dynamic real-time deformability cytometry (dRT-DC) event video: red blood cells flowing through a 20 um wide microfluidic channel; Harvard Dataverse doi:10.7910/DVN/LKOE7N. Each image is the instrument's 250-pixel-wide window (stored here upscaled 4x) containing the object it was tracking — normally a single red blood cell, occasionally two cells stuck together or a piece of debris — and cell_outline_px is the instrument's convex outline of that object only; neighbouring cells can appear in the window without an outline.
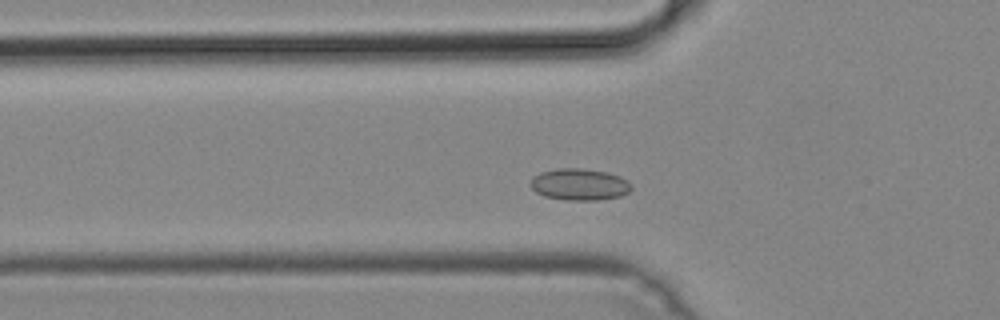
{"species": "common noctule bat (a hibernating species)", "species_latin": "Nyctalus noctula", "temperature_condition": "cold", "stored_images_in_passage": 42, "camera_frame_rate_fps": 3000, "um_per_image_px": 0.085, "animal": {"sex": "male", "body_mass_g": 19.2, "forearm_length_mm": 51.8}, "frame": {"image": 1, "passage_image": 8, "time_ms": 2.333, "image_size_px": [1000, 320], "cell_outline_px": [[632, 188], [628, 192], [620, 196], [600, 200], [564, 200], [544, 196], [536, 192], [532, 188], [532, 176], [540, 172], [556, 168], [580, 168], [608, 172], [620, 176], [628, 180], [632, 184]], "centroid_in_image_um": [49.28, 15.67], "position_along_channel_um": 76.5, "area_um2": 18.79}}
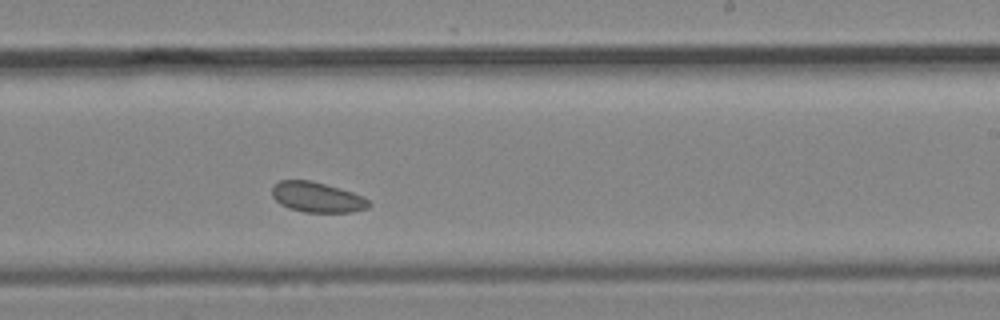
{"frame": {"image": 2, "passage_image": 22, "time_ms": 7.0, "image_size_px": [1000, 320], "cell_outline_px": [[372, 204], [368, 208], [352, 212], [304, 212], [288, 208], [280, 204], [272, 196], [272, 184], [280, 180], [312, 180], [340, 188], [364, 196]], "centroid_in_image_um": [26.95, 16.76], "position_along_channel_um": 262.1, "area_um2": 17.28}}
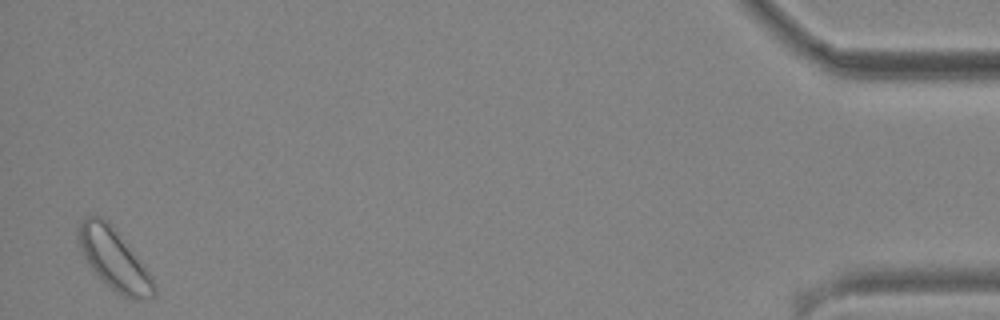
{"frame": {"image": 3, "passage_image": 41, "time_ms": 13.333, "image_size_px": [1000, 320], "cell_outline_px": [[156, 292], [148, 300], [132, 300], [116, 292], [92, 268], [84, 256], [80, 248], [80, 220], [84, 216], [100, 216], [108, 220], [140, 260], [152, 276], [156, 288]], "centroid_in_image_um": [9.75, 22.05], "position_along_channel_um": 425.5, "area_um2": 26.24}}